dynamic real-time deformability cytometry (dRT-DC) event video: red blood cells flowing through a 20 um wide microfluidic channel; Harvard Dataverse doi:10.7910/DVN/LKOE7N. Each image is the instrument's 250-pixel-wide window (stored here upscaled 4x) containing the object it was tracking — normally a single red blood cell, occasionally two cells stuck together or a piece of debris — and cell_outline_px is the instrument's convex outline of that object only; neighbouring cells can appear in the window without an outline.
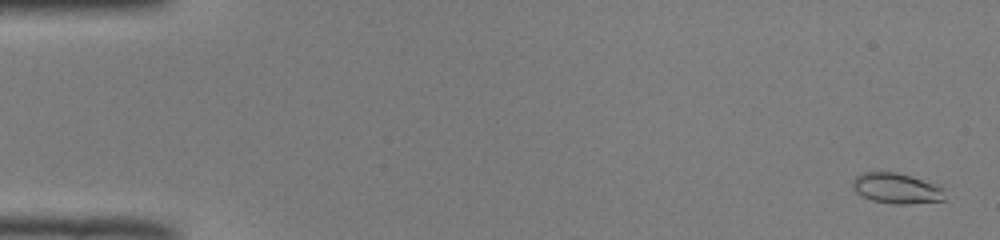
{"species": "common noctule bat (a hibernating species)", "species_latin": "Nyctalus noctula", "temperature_condition": "room temperature", "stored_images_in_passage": 52, "camera_frame_rate_fps": 3000, "um_per_image_px": 0.085, "animal": {"sex": "male", "body_mass_g": 19.0, "forearm_length_mm": 50.8}, "frame": {"image": 1, "passage_image": 2, "time_ms": 0.333, "image_size_px": [1000, 240], "cell_outline_px": [[944, 200], [908, 204], [892, 204], [872, 200], [856, 192], [852, 188], [852, 180], [856, 176], [864, 172], [896, 172], [912, 176], [944, 188]], "centroid_in_image_um": [76.18, 16.01], "position_along_channel_um": 8.8, "area_um2": 16.3}}
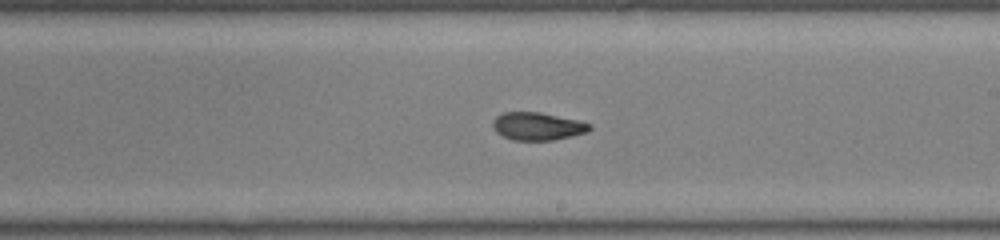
{"frame": {"image": 2, "passage_image": 31, "time_ms": 10.0, "image_size_px": [1000, 240], "cell_outline_px": [[592, 128], [588, 132], [572, 136], [552, 140], [512, 140], [496, 132], [492, 128], [492, 120], [496, 116], [504, 112], [540, 112], [576, 120], [592, 124]], "centroid_in_image_um": [45.67, 10.73], "position_along_channel_um": 243.3, "area_um2": 15.72}}
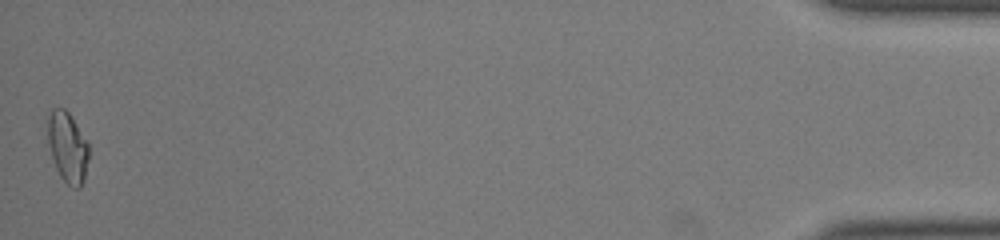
{"frame": {"image": 3, "passage_image": 52, "time_ms": 17.0, "image_size_px": [1000, 240], "cell_outline_px": [[88, 160], [84, 180], [80, 188], [72, 188], [60, 176], [52, 160], [48, 140], [48, 116], [52, 108], [64, 108], [68, 112], [88, 144]], "centroid_in_image_um": [5.73, 12.54], "position_along_channel_um": 429.5, "area_um2": 16.65}, "authors_computed_cell_mechanics": {"area_um2": 16.1262, "velocity_mm_per_s": 3.9713, "shape_relaxation_time_tau1_ms": null, "shape_relaxation_time_tau2_ms": 3.04, "deformation_change_tau1": null, "deformation_change_tau2": 0.0458}}